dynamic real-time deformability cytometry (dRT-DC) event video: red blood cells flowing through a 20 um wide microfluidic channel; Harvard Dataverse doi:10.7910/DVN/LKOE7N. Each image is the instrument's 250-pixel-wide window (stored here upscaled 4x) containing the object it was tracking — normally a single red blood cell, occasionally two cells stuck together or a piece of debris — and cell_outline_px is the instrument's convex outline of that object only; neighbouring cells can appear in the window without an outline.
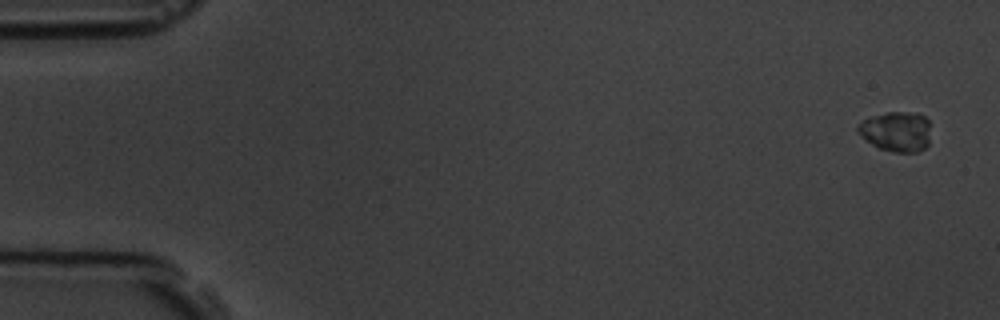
{"species": "common noctule bat (a hibernating species)", "species_latin": "Nyctalus noctula", "temperature_condition": "room temperature", "stored_images_in_passage": 6, "camera_frame_rate_fps": 3000, "um_per_image_px": 0.085, "animal": {"sex": "male", "body_mass_g": 19.5, "forearm_length_mm": 54.6}, "frame": {"image": 1, "passage_image": 1, "time_ms": 0.0, "image_size_px": [1000, 320], "cell_outline_px": [[928, 144], [924, 148], [916, 152], [896, 152], [880, 148], [872, 144], [856, 132], [856, 128], [864, 120], [872, 116], [888, 112], [916, 112], [924, 116], [928, 120]], "centroid_in_image_um": [76.18, 11.17], "position_along_channel_um": 8.8, "area_um2": 16.76}}
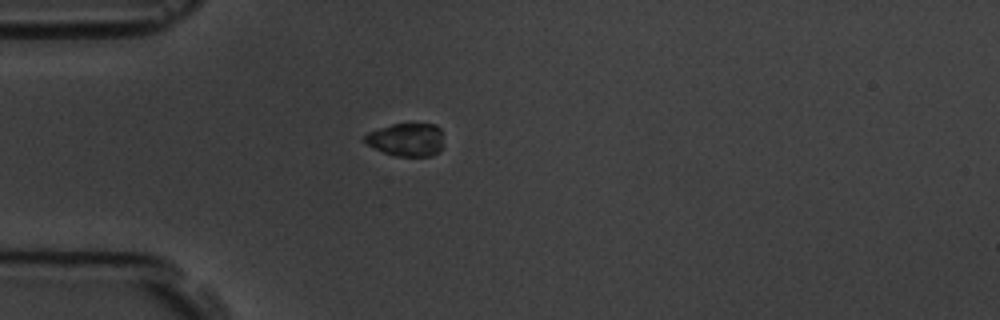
{"frame": {"image": 2, "passage_image": 5, "time_ms": 4.667, "image_size_px": [1000, 320], "cell_outline_px": [[440, 148], [432, 156], [396, 156], [384, 152], [364, 144], [360, 140], [360, 136], [368, 132], [392, 124], [436, 124], [440, 128]], "centroid_in_image_um": [34.43, 11.86], "position_along_channel_um": 50.6, "area_um2": 15.2}}